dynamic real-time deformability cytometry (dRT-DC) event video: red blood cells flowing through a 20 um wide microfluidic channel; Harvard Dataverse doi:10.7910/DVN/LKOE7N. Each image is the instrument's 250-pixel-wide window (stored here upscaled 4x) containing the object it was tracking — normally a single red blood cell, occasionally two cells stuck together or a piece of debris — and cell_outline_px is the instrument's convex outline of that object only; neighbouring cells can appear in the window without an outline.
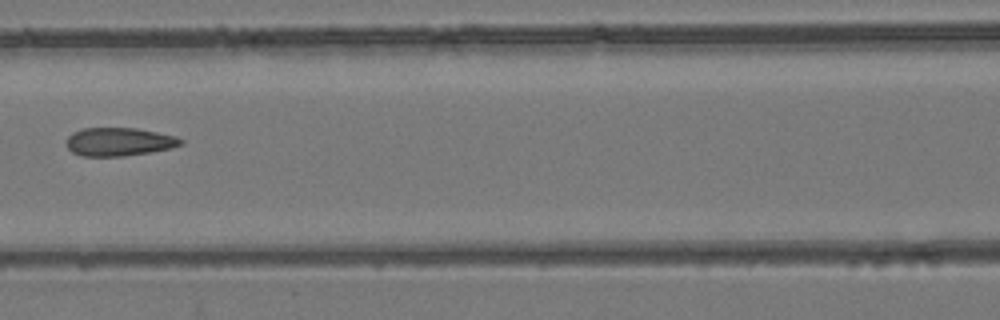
{"species": "common noctule bat (a hibernating species)", "species_latin": "Nyctalus noctula", "temperature_condition": "room temperature", "stored_images_in_passage": 7, "camera_frame_rate_fps": 3000, "um_per_image_px": 0.085, "animal": {"sex": "female", "body_mass_g": 24.6, "forearm_length_mm": 56.2}, "frame": {"image": 1, "passage_image": 7, "time_ms": 7.0, "image_size_px": [1000, 320], "cell_outline_px": [[184, 144], [172, 148], [152, 152], [124, 156], [80, 156], [72, 152], [64, 144], [68, 136], [72, 132], [84, 128], [136, 128], [176, 136], [184, 140]], "centroid_in_image_um": [10.11, 12.06], "position_along_channel_um": 156.5, "area_um2": 19.13}}